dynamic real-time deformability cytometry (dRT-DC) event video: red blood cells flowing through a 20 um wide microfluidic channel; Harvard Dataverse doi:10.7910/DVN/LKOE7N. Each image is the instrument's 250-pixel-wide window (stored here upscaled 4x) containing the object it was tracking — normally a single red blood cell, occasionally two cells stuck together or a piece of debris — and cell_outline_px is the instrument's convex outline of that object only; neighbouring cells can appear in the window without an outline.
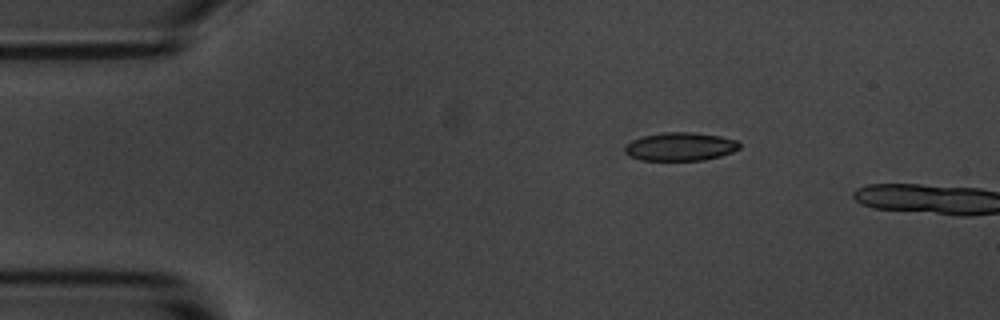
{"species": "common noctule bat (a hibernating species)", "species_latin": "Nyctalus noctula", "temperature_condition": "room temperature", "stored_images_in_passage": 2, "camera_frame_rate_fps": 3000, "um_per_image_px": 0.085, "animal": {"sex": "male", "body_mass_g": 20.1, "forearm_length_mm": 53.5}, "frame": {"image": 1, "passage_image": 1, "time_ms": 0.0, "image_size_px": [1000, 320], "cell_outline_px": [[740, 148], [732, 152], [720, 156], [704, 160], [640, 160], [628, 156], [624, 152], [624, 144], [632, 140], [644, 136], [664, 132], [688, 132], [720, 136], [736, 140], [740, 144]], "centroid_in_image_um": [57.78, 12.47], "position_along_channel_um": 27.2, "area_um2": 18.96}}